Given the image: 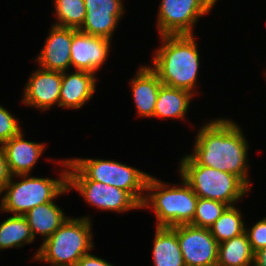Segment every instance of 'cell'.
I'll return each instance as SVG.
<instances>
[{"instance_id": "1", "label": "cell", "mask_w": 266, "mask_h": 266, "mask_svg": "<svg viewBox=\"0 0 266 266\" xmlns=\"http://www.w3.org/2000/svg\"><path fill=\"white\" fill-rule=\"evenodd\" d=\"M189 154L199 165L237 176L249 189L248 142L241 127L230 119L208 121L197 132Z\"/></svg>"}, {"instance_id": "2", "label": "cell", "mask_w": 266, "mask_h": 266, "mask_svg": "<svg viewBox=\"0 0 266 266\" xmlns=\"http://www.w3.org/2000/svg\"><path fill=\"white\" fill-rule=\"evenodd\" d=\"M160 38L162 45L155 51L150 67L163 85L194 94L200 66L194 35H164Z\"/></svg>"}, {"instance_id": "3", "label": "cell", "mask_w": 266, "mask_h": 266, "mask_svg": "<svg viewBox=\"0 0 266 266\" xmlns=\"http://www.w3.org/2000/svg\"><path fill=\"white\" fill-rule=\"evenodd\" d=\"M180 185H169L149 176L141 209L151 208L157 218L156 227H175L191 224L198 196L181 177Z\"/></svg>"}, {"instance_id": "4", "label": "cell", "mask_w": 266, "mask_h": 266, "mask_svg": "<svg viewBox=\"0 0 266 266\" xmlns=\"http://www.w3.org/2000/svg\"><path fill=\"white\" fill-rule=\"evenodd\" d=\"M64 167L59 179L48 177H32L29 174L17 175L20 181L12 176L8 184L0 191V211L24 216L35 206L53 201L59 195L68 191V159L59 160Z\"/></svg>"}, {"instance_id": "5", "label": "cell", "mask_w": 266, "mask_h": 266, "mask_svg": "<svg viewBox=\"0 0 266 266\" xmlns=\"http://www.w3.org/2000/svg\"><path fill=\"white\" fill-rule=\"evenodd\" d=\"M92 222L89 216L67 220L38 248L33 260L51 266H75L77 261L94 249Z\"/></svg>"}, {"instance_id": "6", "label": "cell", "mask_w": 266, "mask_h": 266, "mask_svg": "<svg viewBox=\"0 0 266 266\" xmlns=\"http://www.w3.org/2000/svg\"><path fill=\"white\" fill-rule=\"evenodd\" d=\"M149 174L115 160L68 159V180H94L127 191L142 205Z\"/></svg>"}, {"instance_id": "7", "label": "cell", "mask_w": 266, "mask_h": 266, "mask_svg": "<svg viewBox=\"0 0 266 266\" xmlns=\"http://www.w3.org/2000/svg\"><path fill=\"white\" fill-rule=\"evenodd\" d=\"M179 166L180 177H183L200 198L235 206L250 190L237 176L199 165L190 155L182 157Z\"/></svg>"}, {"instance_id": "8", "label": "cell", "mask_w": 266, "mask_h": 266, "mask_svg": "<svg viewBox=\"0 0 266 266\" xmlns=\"http://www.w3.org/2000/svg\"><path fill=\"white\" fill-rule=\"evenodd\" d=\"M217 0H161L157 16L160 36L193 35L199 17L209 13Z\"/></svg>"}, {"instance_id": "9", "label": "cell", "mask_w": 266, "mask_h": 266, "mask_svg": "<svg viewBox=\"0 0 266 266\" xmlns=\"http://www.w3.org/2000/svg\"><path fill=\"white\" fill-rule=\"evenodd\" d=\"M68 189L77 190L84 201L100 210L122 213L141 209L127 191L94 180H68Z\"/></svg>"}, {"instance_id": "10", "label": "cell", "mask_w": 266, "mask_h": 266, "mask_svg": "<svg viewBox=\"0 0 266 266\" xmlns=\"http://www.w3.org/2000/svg\"><path fill=\"white\" fill-rule=\"evenodd\" d=\"M177 239L186 266L217 264L219 243L209 229L191 224L179 225Z\"/></svg>"}, {"instance_id": "11", "label": "cell", "mask_w": 266, "mask_h": 266, "mask_svg": "<svg viewBox=\"0 0 266 266\" xmlns=\"http://www.w3.org/2000/svg\"><path fill=\"white\" fill-rule=\"evenodd\" d=\"M111 40L92 36L73 28L70 47L71 66L74 70L95 74L108 58Z\"/></svg>"}, {"instance_id": "12", "label": "cell", "mask_w": 266, "mask_h": 266, "mask_svg": "<svg viewBox=\"0 0 266 266\" xmlns=\"http://www.w3.org/2000/svg\"><path fill=\"white\" fill-rule=\"evenodd\" d=\"M123 0H84L86 16L78 29L83 33L112 40L119 20L125 13Z\"/></svg>"}, {"instance_id": "13", "label": "cell", "mask_w": 266, "mask_h": 266, "mask_svg": "<svg viewBox=\"0 0 266 266\" xmlns=\"http://www.w3.org/2000/svg\"><path fill=\"white\" fill-rule=\"evenodd\" d=\"M62 72L39 67L24 87L22 103L43 111L60 101Z\"/></svg>"}, {"instance_id": "14", "label": "cell", "mask_w": 266, "mask_h": 266, "mask_svg": "<svg viewBox=\"0 0 266 266\" xmlns=\"http://www.w3.org/2000/svg\"><path fill=\"white\" fill-rule=\"evenodd\" d=\"M73 28L52 25L40 54L36 58L39 67L65 72L71 67L70 47Z\"/></svg>"}, {"instance_id": "15", "label": "cell", "mask_w": 266, "mask_h": 266, "mask_svg": "<svg viewBox=\"0 0 266 266\" xmlns=\"http://www.w3.org/2000/svg\"><path fill=\"white\" fill-rule=\"evenodd\" d=\"M96 74L74 70L62 72L59 107L82 108L96 92Z\"/></svg>"}, {"instance_id": "16", "label": "cell", "mask_w": 266, "mask_h": 266, "mask_svg": "<svg viewBox=\"0 0 266 266\" xmlns=\"http://www.w3.org/2000/svg\"><path fill=\"white\" fill-rule=\"evenodd\" d=\"M22 132L3 144L12 176L30 175L34 165L46 149L45 143L26 141Z\"/></svg>"}, {"instance_id": "17", "label": "cell", "mask_w": 266, "mask_h": 266, "mask_svg": "<svg viewBox=\"0 0 266 266\" xmlns=\"http://www.w3.org/2000/svg\"><path fill=\"white\" fill-rule=\"evenodd\" d=\"M130 81L132 97L138 115L152 118L162 85L158 75L151 67L140 66L135 77Z\"/></svg>"}, {"instance_id": "18", "label": "cell", "mask_w": 266, "mask_h": 266, "mask_svg": "<svg viewBox=\"0 0 266 266\" xmlns=\"http://www.w3.org/2000/svg\"><path fill=\"white\" fill-rule=\"evenodd\" d=\"M33 238L36 235L48 239L68 218L54 201L35 206L24 214Z\"/></svg>"}, {"instance_id": "19", "label": "cell", "mask_w": 266, "mask_h": 266, "mask_svg": "<svg viewBox=\"0 0 266 266\" xmlns=\"http://www.w3.org/2000/svg\"><path fill=\"white\" fill-rule=\"evenodd\" d=\"M153 242L154 266H186L177 239V226L156 227Z\"/></svg>"}, {"instance_id": "20", "label": "cell", "mask_w": 266, "mask_h": 266, "mask_svg": "<svg viewBox=\"0 0 266 266\" xmlns=\"http://www.w3.org/2000/svg\"><path fill=\"white\" fill-rule=\"evenodd\" d=\"M193 97L194 94L187 90L162 84L158 93L153 118L184 119Z\"/></svg>"}, {"instance_id": "21", "label": "cell", "mask_w": 266, "mask_h": 266, "mask_svg": "<svg viewBox=\"0 0 266 266\" xmlns=\"http://www.w3.org/2000/svg\"><path fill=\"white\" fill-rule=\"evenodd\" d=\"M252 251L246 232L218 245V266H253Z\"/></svg>"}, {"instance_id": "22", "label": "cell", "mask_w": 266, "mask_h": 266, "mask_svg": "<svg viewBox=\"0 0 266 266\" xmlns=\"http://www.w3.org/2000/svg\"><path fill=\"white\" fill-rule=\"evenodd\" d=\"M34 241L24 216L12 215L0 223V250L20 248Z\"/></svg>"}, {"instance_id": "23", "label": "cell", "mask_w": 266, "mask_h": 266, "mask_svg": "<svg viewBox=\"0 0 266 266\" xmlns=\"http://www.w3.org/2000/svg\"><path fill=\"white\" fill-rule=\"evenodd\" d=\"M239 208L228 206L209 228L218 243L232 239L245 232V223Z\"/></svg>"}, {"instance_id": "24", "label": "cell", "mask_w": 266, "mask_h": 266, "mask_svg": "<svg viewBox=\"0 0 266 266\" xmlns=\"http://www.w3.org/2000/svg\"><path fill=\"white\" fill-rule=\"evenodd\" d=\"M56 22L52 25L79 29L86 16L84 0H53Z\"/></svg>"}, {"instance_id": "25", "label": "cell", "mask_w": 266, "mask_h": 266, "mask_svg": "<svg viewBox=\"0 0 266 266\" xmlns=\"http://www.w3.org/2000/svg\"><path fill=\"white\" fill-rule=\"evenodd\" d=\"M227 207L228 205L221 201L198 197L191 225L209 229Z\"/></svg>"}, {"instance_id": "26", "label": "cell", "mask_w": 266, "mask_h": 266, "mask_svg": "<svg viewBox=\"0 0 266 266\" xmlns=\"http://www.w3.org/2000/svg\"><path fill=\"white\" fill-rule=\"evenodd\" d=\"M17 117L12 114L3 106L0 105V144L10 140L12 137L17 136L22 130L19 125Z\"/></svg>"}, {"instance_id": "27", "label": "cell", "mask_w": 266, "mask_h": 266, "mask_svg": "<svg viewBox=\"0 0 266 266\" xmlns=\"http://www.w3.org/2000/svg\"><path fill=\"white\" fill-rule=\"evenodd\" d=\"M252 251L266 247V217L257 221L252 228L245 227Z\"/></svg>"}, {"instance_id": "28", "label": "cell", "mask_w": 266, "mask_h": 266, "mask_svg": "<svg viewBox=\"0 0 266 266\" xmlns=\"http://www.w3.org/2000/svg\"><path fill=\"white\" fill-rule=\"evenodd\" d=\"M12 174L10 172L3 145L0 144V191L8 184Z\"/></svg>"}, {"instance_id": "29", "label": "cell", "mask_w": 266, "mask_h": 266, "mask_svg": "<svg viewBox=\"0 0 266 266\" xmlns=\"http://www.w3.org/2000/svg\"><path fill=\"white\" fill-rule=\"evenodd\" d=\"M75 266H113L110 262L91 253L83 255Z\"/></svg>"}, {"instance_id": "30", "label": "cell", "mask_w": 266, "mask_h": 266, "mask_svg": "<svg viewBox=\"0 0 266 266\" xmlns=\"http://www.w3.org/2000/svg\"><path fill=\"white\" fill-rule=\"evenodd\" d=\"M253 266H266V247L254 252Z\"/></svg>"}, {"instance_id": "31", "label": "cell", "mask_w": 266, "mask_h": 266, "mask_svg": "<svg viewBox=\"0 0 266 266\" xmlns=\"http://www.w3.org/2000/svg\"><path fill=\"white\" fill-rule=\"evenodd\" d=\"M206 266H218L217 264H211V265H206Z\"/></svg>"}]
</instances>
